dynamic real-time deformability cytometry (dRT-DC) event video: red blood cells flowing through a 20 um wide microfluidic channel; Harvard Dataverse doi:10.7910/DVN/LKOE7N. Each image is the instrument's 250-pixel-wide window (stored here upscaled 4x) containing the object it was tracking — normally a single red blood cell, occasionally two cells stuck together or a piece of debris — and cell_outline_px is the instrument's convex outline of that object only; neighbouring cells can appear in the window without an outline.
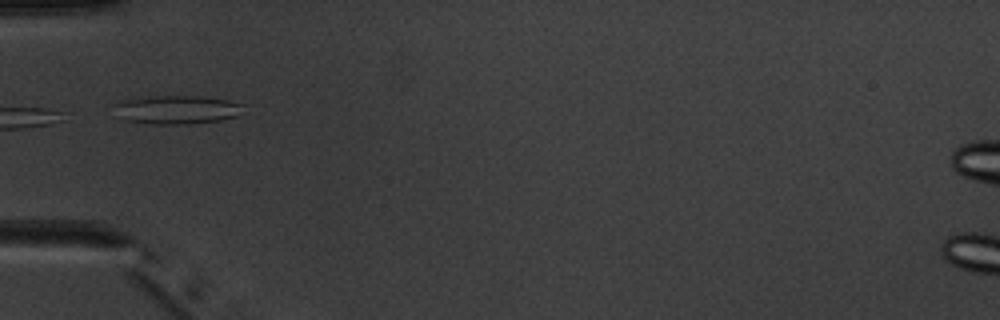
{"species": "common noctule bat (a hibernating species)", "species_latin": "Nyctalus noctula", "temperature_condition": "warm", "stored_images_in_passage": 2, "camera_frame_rate_fps": 3000, "um_per_image_px": 0.085, "animal": {"sex": "male", "body_mass_g": 20.1, "forearm_length_mm": 53.5}, "frame": {"image": 1, "passage_image": 2, "time_ms": 1.0, "image_size_px": [1000, 320], "cell_outline_px": [[244, 104], [236, 116], [220, 120], [188, 124], [152, 124], [124, 120], [112, 104], [120, 100], [156, 96], [204, 96], [228, 100]], "centroid_in_image_um": [15.02, 9.31], "position_along_channel_um": 70.0, "area_um2": 21.39}}